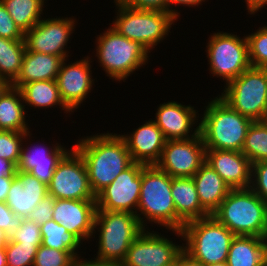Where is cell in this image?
I'll list each match as a JSON object with an SVG mask.
<instances>
[{
	"label": "cell",
	"instance_id": "6da1fadb",
	"mask_svg": "<svg viewBox=\"0 0 267 266\" xmlns=\"http://www.w3.org/2000/svg\"><path fill=\"white\" fill-rule=\"evenodd\" d=\"M74 148L84 160L89 184L95 196L133 163L120 134L87 136L80 139Z\"/></svg>",
	"mask_w": 267,
	"mask_h": 266
},
{
	"label": "cell",
	"instance_id": "7a4b0ae2",
	"mask_svg": "<svg viewBox=\"0 0 267 266\" xmlns=\"http://www.w3.org/2000/svg\"><path fill=\"white\" fill-rule=\"evenodd\" d=\"M252 122L217 96L208 103L198 123L205 149L241 152Z\"/></svg>",
	"mask_w": 267,
	"mask_h": 266
},
{
	"label": "cell",
	"instance_id": "3957f363",
	"mask_svg": "<svg viewBox=\"0 0 267 266\" xmlns=\"http://www.w3.org/2000/svg\"><path fill=\"white\" fill-rule=\"evenodd\" d=\"M212 215L235 236L267 238V203L251 188L232 189Z\"/></svg>",
	"mask_w": 267,
	"mask_h": 266
},
{
	"label": "cell",
	"instance_id": "277c9868",
	"mask_svg": "<svg viewBox=\"0 0 267 266\" xmlns=\"http://www.w3.org/2000/svg\"><path fill=\"white\" fill-rule=\"evenodd\" d=\"M173 233L184 238L183 250L203 265L225 262L235 237L213 215L188 222Z\"/></svg>",
	"mask_w": 267,
	"mask_h": 266
},
{
	"label": "cell",
	"instance_id": "5b68a950",
	"mask_svg": "<svg viewBox=\"0 0 267 266\" xmlns=\"http://www.w3.org/2000/svg\"><path fill=\"white\" fill-rule=\"evenodd\" d=\"M97 226H100L97 228ZM98 229V253L94 259L122 263L137 236L144 230L136 214L96 210L94 231Z\"/></svg>",
	"mask_w": 267,
	"mask_h": 266
},
{
	"label": "cell",
	"instance_id": "8992f818",
	"mask_svg": "<svg viewBox=\"0 0 267 266\" xmlns=\"http://www.w3.org/2000/svg\"><path fill=\"white\" fill-rule=\"evenodd\" d=\"M151 223L177 231V214L171 195V177L156 165L144 166L137 211Z\"/></svg>",
	"mask_w": 267,
	"mask_h": 266
},
{
	"label": "cell",
	"instance_id": "52a82bcc",
	"mask_svg": "<svg viewBox=\"0 0 267 266\" xmlns=\"http://www.w3.org/2000/svg\"><path fill=\"white\" fill-rule=\"evenodd\" d=\"M118 12L112 28L129 40L137 41L149 52L168 35L176 18L168 11L134 9L115 3Z\"/></svg>",
	"mask_w": 267,
	"mask_h": 266
},
{
	"label": "cell",
	"instance_id": "ba28073f",
	"mask_svg": "<svg viewBox=\"0 0 267 266\" xmlns=\"http://www.w3.org/2000/svg\"><path fill=\"white\" fill-rule=\"evenodd\" d=\"M97 39L96 56L109 78L126 80L127 76L148 61L149 51L144 46L122 36L112 27Z\"/></svg>",
	"mask_w": 267,
	"mask_h": 266
},
{
	"label": "cell",
	"instance_id": "9c48e42d",
	"mask_svg": "<svg viewBox=\"0 0 267 266\" xmlns=\"http://www.w3.org/2000/svg\"><path fill=\"white\" fill-rule=\"evenodd\" d=\"M219 96L252 121L266 120L267 68L250 67L229 82Z\"/></svg>",
	"mask_w": 267,
	"mask_h": 266
},
{
	"label": "cell",
	"instance_id": "30bf717a",
	"mask_svg": "<svg viewBox=\"0 0 267 266\" xmlns=\"http://www.w3.org/2000/svg\"><path fill=\"white\" fill-rule=\"evenodd\" d=\"M207 44L209 70L214 76L222 77L226 85L251 67L246 36L241 39L234 34L217 32Z\"/></svg>",
	"mask_w": 267,
	"mask_h": 266
},
{
	"label": "cell",
	"instance_id": "8fae6325",
	"mask_svg": "<svg viewBox=\"0 0 267 266\" xmlns=\"http://www.w3.org/2000/svg\"><path fill=\"white\" fill-rule=\"evenodd\" d=\"M48 194L55 199L96 200L84 160L74 147L57 164L48 185Z\"/></svg>",
	"mask_w": 267,
	"mask_h": 266
},
{
	"label": "cell",
	"instance_id": "7c38bea8",
	"mask_svg": "<svg viewBox=\"0 0 267 266\" xmlns=\"http://www.w3.org/2000/svg\"><path fill=\"white\" fill-rule=\"evenodd\" d=\"M144 166L133 162L110 185L101 190L96 195V210L136 214L139 223L145 229V220L137 212L141 189V172Z\"/></svg>",
	"mask_w": 267,
	"mask_h": 266
},
{
	"label": "cell",
	"instance_id": "4fadbf2b",
	"mask_svg": "<svg viewBox=\"0 0 267 266\" xmlns=\"http://www.w3.org/2000/svg\"><path fill=\"white\" fill-rule=\"evenodd\" d=\"M205 145L201 134L178 140H166L156 166L171 178L193 177L205 162Z\"/></svg>",
	"mask_w": 267,
	"mask_h": 266
},
{
	"label": "cell",
	"instance_id": "5bb4252c",
	"mask_svg": "<svg viewBox=\"0 0 267 266\" xmlns=\"http://www.w3.org/2000/svg\"><path fill=\"white\" fill-rule=\"evenodd\" d=\"M144 229L131 244L122 266H166L173 263L183 251L161 234Z\"/></svg>",
	"mask_w": 267,
	"mask_h": 266
},
{
	"label": "cell",
	"instance_id": "9a60e30c",
	"mask_svg": "<svg viewBox=\"0 0 267 266\" xmlns=\"http://www.w3.org/2000/svg\"><path fill=\"white\" fill-rule=\"evenodd\" d=\"M73 18L42 19L24 34L28 51L60 56L63 60L69 55L64 47L73 33Z\"/></svg>",
	"mask_w": 267,
	"mask_h": 266
},
{
	"label": "cell",
	"instance_id": "2e32d148",
	"mask_svg": "<svg viewBox=\"0 0 267 266\" xmlns=\"http://www.w3.org/2000/svg\"><path fill=\"white\" fill-rule=\"evenodd\" d=\"M89 58L68 65L64 59L56 77L61 99L72 112L83 103L94 84Z\"/></svg>",
	"mask_w": 267,
	"mask_h": 266
},
{
	"label": "cell",
	"instance_id": "e0dca14e",
	"mask_svg": "<svg viewBox=\"0 0 267 266\" xmlns=\"http://www.w3.org/2000/svg\"><path fill=\"white\" fill-rule=\"evenodd\" d=\"M96 200L55 199L52 219L64 226L80 241L94 232Z\"/></svg>",
	"mask_w": 267,
	"mask_h": 266
},
{
	"label": "cell",
	"instance_id": "ac0fdd59",
	"mask_svg": "<svg viewBox=\"0 0 267 266\" xmlns=\"http://www.w3.org/2000/svg\"><path fill=\"white\" fill-rule=\"evenodd\" d=\"M205 162L222 177L231 189L250 188L252 163L242 152L206 149Z\"/></svg>",
	"mask_w": 267,
	"mask_h": 266
},
{
	"label": "cell",
	"instance_id": "d6986e66",
	"mask_svg": "<svg viewBox=\"0 0 267 266\" xmlns=\"http://www.w3.org/2000/svg\"><path fill=\"white\" fill-rule=\"evenodd\" d=\"M120 136L125 140L133 162L145 166L159 162L166 139L154 120H148L131 135Z\"/></svg>",
	"mask_w": 267,
	"mask_h": 266
},
{
	"label": "cell",
	"instance_id": "ffe728a7",
	"mask_svg": "<svg viewBox=\"0 0 267 266\" xmlns=\"http://www.w3.org/2000/svg\"><path fill=\"white\" fill-rule=\"evenodd\" d=\"M157 110L154 121L166 140L189 139L200 134V125L192 135L189 134L197 117V112L191 105L170 101L160 104Z\"/></svg>",
	"mask_w": 267,
	"mask_h": 266
},
{
	"label": "cell",
	"instance_id": "44dd1931",
	"mask_svg": "<svg viewBox=\"0 0 267 266\" xmlns=\"http://www.w3.org/2000/svg\"><path fill=\"white\" fill-rule=\"evenodd\" d=\"M47 194V185L29 172L17 170L5 202L15 215L26 218Z\"/></svg>",
	"mask_w": 267,
	"mask_h": 266
},
{
	"label": "cell",
	"instance_id": "7402d4cb",
	"mask_svg": "<svg viewBox=\"0 0 267 266\" xmlns=\"http://www.w3.org/2000/svg\"><path fill=\"white\" fill-rule=\"evenodd\" d=\"M67 152L66 148L59 146L58 143L53 148H46L45 144L42 147L34 144L33 148L30 146V149L24 148L22 144L17 170L29 172L48 186L57 164Z\"/></svg>",
	"mask_w": 267,
	"mask_h": 266
},
{
	"label": "cell",
	"instance_id": "603a6c76",
	"mask_svg": "<svg viewBox=\"0 0 267 266\" xmlns=\"http://www.w3.org/2000/svg\"><path fill=\"white\" fill-rule=\"evenodd\" d=\"M171 195L177 214V230L210 214L201 206L192 177L171 178Z\"/></svg>",
	"mask_w": 267,
	"mask_h": 266
},
{
	"label": "cell",
	"instance_id": "cb8c5ba5",
	"mask_svg": "<svg viewBox=\"0 0 267 266\" xmlns=\"http://www.w3.org/2000/svg\"><path fill=\"white\" fill-rule=\"evenodd\" d=\"M62 61L63 59L60 56L26 49L20 72L10 85L20 89L29 82L56 80Z\"/></svg>",
	"mask_w": 267,
	"mask_h": 266
},
{
	"label": "cell",
	"instance_id": "d4e9b609",
	"mask_svg": "<svg viewBox=\"0 0 267 266\" xmlns=\"http://www.w3.org/2000/svg\"><path fill=\"white\" fill-rule=\"evenodd\" d=\"M192 178L201 206L212 215L232 189L206 162L201 165Z\"/></svg>",
	"mask_w": 267,
	"mask_h": 266
},
{
	"label": "cell",
	"instance_id": "484cf974",
	"mask_svg": "<svg viewBox=\"0 0 267 266\" xmlns=\"http://www.w3.org/2000/svg\"><path fill=\"white\" fill-rule=\"evenodd\" d=\"M267 255V238L235 236L231 242L226 263L228 266H257Z\"/></svg>",
	"mask_w": 267,
	"mask_h": 266
},
{
	"label": "cell",
	"instance_id": "4316f807",
	"mask_svg": "<svg viewBox=\"0 0 267 266\" xmlns=\"http://www.w3.org/2000/svg\"><path fill=\"white\" fill-rule=\"evenodd\" d=\"M22 100L20 89L11 85H7L0 93V130L29 131L25 120V105Z\"/></svg>",
	"mask_w": 267,
	"mask_h": 266
},
{
	"label": "cell",
	"instance_id": "83f0119b",
	"mask_svg": "<svg viewBox=\"0 0 267 266\" xmlns=\"http://www.w3.org/2000/svg\"><path fill=\"white\" fill-rule=\"evenodd\" d=\"M20 91L23 102L34 108H51L59 105L67 113L72 112L62 101L56 80H39L24 84Z\"/></svg>",
	"mask_w": 267,
	"mask_h": 266
},
{
	"label": "cell",
	"instance_id": "f1b7e54d",
	"mask_svg": "<svg viewBox=\"0 0 267 266\" xmlns=\"http://www.w3.org/2000/svg\"><path fill=\"white\" fill-rule=\"evenodd\" d=\"M25 52L24 40L0 37V78L8 85L18 76Z\"/></svg>",
	"mask_w": 267,
	"mask_h": 266
},
{
	"label": "cell",
	"instance_id": "f546056e",
	"mask_svg": "<svg viewBox=\"0 0 267 266\" xmlns=\"http://www.w3.org/2000/svg\"><path fill=\"white\" fill-rule=\"evenodd\" d=\"M25 34L41 20L45 0H0Z\"/></svg>",
	"mask_w": 267,
	"mask_h": 266
},
{
	"label": "cell",
	"instance_id": "4dcf8cb0",
	"mask_svg": "<svg viewBox=\"0 0 267 266\" xmlns=\"http://www.w3.org/2000/svg\"><path fill=\"white\" fill-rule=\"evenodd\" d=\"M40 231L41 245L56 250H71L76 256H79L75 250L80 247L82 242L61 224L51 219L40 225Z\"/></svg>",
	"mask_w": 267,
	"mask_h": 266
},
{
	"label": "cell",
	"instance_id": "1f68e13d",
	"mask_svg": "<svg viewBox=\"0 0 267 266\" xmlns=\"http://www.w3.org/2000/svg\"><path fill=\"white\" fill-rule=\"evenodd\" d=\"M241 152L252 164L267 161V120L252 122L247 130Z\"/></svg>",
	"mask_w": 267,
	"mask_h": 266
},
{
	"label": "cell",
	"instance_id": "d6a6232c",
	"mask_svg": "<svg viewBox=\"0 0 267 266\" xmlns=\"http://www.w3.org/2000/svg\"><path fill=\"white\" fill-rule=\"evenodd\" d=\"M30 132H16L0 130V158L14 163H19L21 156L22 142Z\"/></svg>",
	"mask_w": 267,
	"mask_h": 266
},
{
	"label": "cell",
	"instance_id": "836d02e7",
	"mask_svg": "<svg viewBox=\"0 0 267 266\" xmlns=\"http://www.w3.org/2000/svg\"><path fill=\"white\" fill-rule=\"evenodd\" d=\"M251 67L267 68V26L246 36Z\"/></svg>",
	"mask_w": 267,
	"mask_h": 266
},
{
	"label": "cell",
	"instance_id": "e575fe53",
	"mask_svg": "<svg viewBox=\"0 0 267 266\" xmlns=\"http://www.w3.org/2000/svg\"><path fill=\"white\" fill-rule=\"evenodd\" d=\"M37 249L35 245L8 240L5 246L7 266H33Z\"/></svg>",
	"mask_w": 267,
	"mask_h": 266
},
{
	"label": "cell",
	"instance_id": "d590c367",
	"mask_svg": "<svg viewBox=\"0 0 267 266\" xmlns=\"http://www.w3.org/2000/svg\"><path fill=\"white\" fill-rule=\"evenodd\" d=\"M75 257L71 250H56L40 245L33 266H70Z\"/></svg>",
	"mask_w": 267,
	"mask_h": 266
},
{
	"label": "cell",
	"instance_id": "8d00e7d4",
	"mask_svg": "<svg viewBox=\"0 0 267 266\" xmlns=\"http://www.w3.org/2000/svg\"><path fill=\"white\" fill-rule=\"evenodd\" d=\"M9 241L35 245L38 248L42 243L40 225L24 218L21 226L9 235Z\"/></svg>",
	"mask_w": 267,
	"mask_h": 266
},
{
	"label": "cell",
	"instance_id": "74e56055",
	"mask_svg": "<svg viewBox=\"0 0 267 266\" xmlns=\"http://www.w3.org/2000/svg\"><path fill=\"white\" fill-rule=\"evenodd\" d=\"M251 177L250 188L267 203V161L253 163Z\"/></svg>",
	"mask_w": 267,
	"mask_h": 266
},
{
	"label": "cell",
	"instance_id": "f35d334b",
	"mask_svg": "<svg viewBox=\"0 0 267 266\" xmlns=\"http://www.w3.org/2000/svg\"><path fill=\"white\" fill-rule=\"evenodd\" d=\"M0 37L24 40V33L18 28L9 12L0 1Z\"/></svg>",
	"mask_w": 267,
	"mask_h": 266
},
{
	"label": "cell",
	"instance_id": "ab89813d",
	"mask_svg": "<svg viewBox=\"0 0 267 266\" xmlns=\"http://www.w3.org/2000/svg\"><path fill=\"white\" fill-rule=\"evenodd\" d=\"M55 198L47 194L36 207L27 215L26 219L36 224H43L52 219Z\"/></svg>",
	"mask_w": 267,
	"mask_h": 266
},
{
	"label": "cell",
	"instance_id": "60d3db41",
	"mask_svg": "<svg viewBox=\"0 0 267 266\" xmlns=\"http://www.w3.org/2000/svg\"><path fill=\"white\" fill-rule=\"evenodd\" d=\"M23 219L15 215L6 202H0V229L8 236L21 226Z\"/></svg>",
	"mask_w": 267,
	"mask_h": 266
},
{
	"label": "cell",
	"instance_id": "b9f144b4",
	"mask_svg": "<svg viewBox=\"0 0 267 266\" xmlns=\"http://www.w3.org/2000/svg\"><path fill=\"white\" fill-rule=\"evenodd\" d=\"M124 3L134 9L167 11V0H126Z\"/></svg>",
	"mask_w": 267,
	"mask_h": 266
},
{
	"label": "cell",
	"instance_id": "7bdbcfd3",
	"mask_svg": "<svg viewBox=\"0 0 267 266\" xmlns=\"http://www.w3.org/2000/svg\"><path fill=\"white\" fill-rule=\"evenodd\" d=\"M70 266H122V263L110 262L104 260H81L79 256H76Z\"/></svg>",
	"mask_w": 267,
	"mask_h": 266
},
{
	"label": "cell",
	"instance_id": "ee69618b",
	"mask_svg": "<svg viewBox=\"0 0 267 266\" xmlns=\"http://www.w3.org/2000/svg\"><path fill=\"white\" fill-rule=\"evenodd\" d=\"M202 1L205 2V0H167V11L177 19V17L180 14L175 9L174 10L170 9L171 8L170 4L171 5L182 4L183 6L186 5V6L191 7L195 5L198 6V4H200Z\"/></svg>",
	"mask_w": 267,
	"mask_h": 266
},
{
	"label": "cell",
	"instance_id": "f6af8a7d",
	"mask_svg": "<svg viewBox=\"0 0 267 266\" xmlns=\"http://www.w3.org/2000/svg\"><path fill=\"white\" fill-rule=\"evenodd\" d=\"M15 176H1L0 177V202H5L11 183Z\"/></svg>",
	"mask_w": 267,
	"mask_h": 266
},
{
	"label": "cell",
	"instance_id": "bcb514c9",
	"mask_svg": "<svg viewBox=\"0 0 267 266\" xmlns=\"http://www.w3.org/2000/svg\"><path fill=\"white\" fill-rule=\"evenodd\" d=\"M17 166L5 159L0 158V177L1 176H15Z\"/></svg>",
	"mask_w": 267,
	"mask_h": 266
},
{
	"label": "cell",
	"instance_id": "7dc6e473",
	"mask_svg": "<svg viewBox=\"0 0 267 266\" xmlns=\"http://www.w3.org/2000/svg\"><path fill=\"white\" fill-rule=\"evenodd\" d=\"M178 266H204L200 261L193 259L184 250L178 255Z\"/></svg>",
	"mask_w": 267,
	"mask_h": 266
},
{
	"label": "cell",
	"instance_id": "c3c4849f",
	"mask_svg": "<svg viewBox=\"0 0 267 266\" xmlns=\"http://www.w3.org/2000/svg\"><path fill=\"white\" fill-rule=\"evenodd\" d=\"M247 3V9L248 12H251L250 14H254L262 7H265L267 5V0H246Z\"/></svg>",
	"mask_w": 267,
	"mask_h": 266
},
{
	"label": "cell",
	"instance_id": "681fc988",
	"mask_svg": "<svg viewBox=\"0 0 267 266\" xmlns=\"http://www.w3.org/2000/svg\"><path fill=\"white\" fill-rule=\"evenodd\" d=\"M9 240V236L0 229V248H5L7 242Z\"/></svg>",
	"mask_w": 267,
	"mask_h": 266
},
{
	"label": "cell",
	"instance_id": "f907efd6",
	"mask_svg": "<svg viewBox=\"0 0 267 266\" xmlns=\"http://www.w3.org/2000/svg\"><path fill=\"white\" fill-rule=\"evenodd\" d=\"M0 266H7L5 248H0Z\"/></svg>",
	"mask_w": 267,
	"mask_h": 266
},
{
	"label": "cell",
	"instance_id": "816d5d0a",
	"mask_svg": "<svg viewBox=\"0 0 267 266\" xmlns=\"http://www.w3.org/2000/svg\"><path fill=\"white\" fill-rule=\"evenodd\" d=\"M8 84L2 79L0 78V93L4 90V88L7 86Z\"/></svg>",
	"mask_w": 267,
	"mask_h": 266
},
{
	"label": "cell",
	"instance_id": "f5cc1de1",
	"mask_svg": "<svg viewBox=\"0 0 267 266\" xmlns=\"http://www.w3.org/2000/svg\"><path fill=\"white\" fill-rule=\"evenodd\" d=\"M204 266H228V264L225 262H218V263H213L209 265H204Z\"/></svg>",
	"mask_w": 267,
	"mask_h": 266
},
{
	"label": "cell",
	"instance_id": "db71d44e",
	"mask_svg": "<svg viewBox=\"0 0 267 266\" xmlns=\"http://www.w3.org/2000/svg\"><path fill=\"white\" fill-rule=\"evenodd\" d=\"M166 266H178V257L173 263H170V264H168Z\"/></svg>",
	"mask_w": 267,
	"mask_h": 266
},
{
	"label": "cell",
	"instance_id": "11a10c76",
	"mask_svg": "<svg viewBox=\"0 0 267 266\" xmlns=\"http://www.w3.org/2000/svg\"><path fill=\"white\" fill-rule=\"evenodd\" d=\"M257 266H267V259H265L261 264H259Z\"/></svg>",
	"mask_w": 267,
	"mask_h": 266
},
{
	"label": "cell",
	"instance_id": "9f6ffc18",
	"mask_svg": "<svg viewBox=\"0 0 267 266\" xmlns=\"http://www.w3.org/2000/svg\"><path fill=\"white\" fill-rule=\"evenodd\" d=\"M126 0H114L115 3H124Z\"/></svg>",
	"mask_w": 267,
	"mask_h": 266
}]
</instances>
